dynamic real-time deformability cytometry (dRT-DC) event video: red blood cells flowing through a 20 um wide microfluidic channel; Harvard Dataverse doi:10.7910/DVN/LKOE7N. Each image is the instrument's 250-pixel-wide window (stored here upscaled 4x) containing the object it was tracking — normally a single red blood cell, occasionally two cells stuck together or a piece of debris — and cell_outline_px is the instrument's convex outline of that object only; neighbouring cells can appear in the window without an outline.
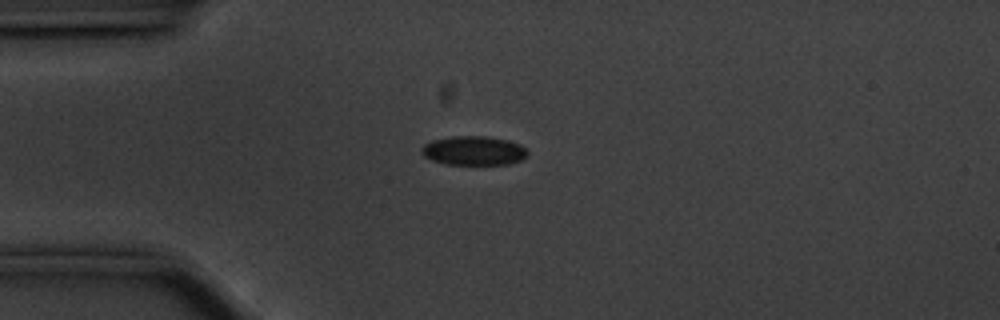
{"species": "common noctule bat (a hibernating species)", "species_latin": "Nyctalus noctula", "temperature_condition": "cold", "stored_images_in_passage": 43, "camera_frame_rate_fps": 3000, "um_per_image_px": 0.085, "animal": {"sex": "male", "body_mass_g": 20.1, "forearm_length_mm": 53.5}, "frame": {"image": 1, "passage_image": 1, "time_ms": 0.0, "image_size_px": [1000, 320], "cell_outline_px": [[528, 156], [520, 160], [508, 164], [448, 164], [432, 160], [424, 156], [420, 152], [420, 148], [424, 144], [432, 140], [452, 136], [488, 136], [508, 140], [520, 144], [528, 152]], "centroid_in_image_um": [40.25, 12.79], "position_along_channel_um": 44.7, "area_um2": 18.03}}
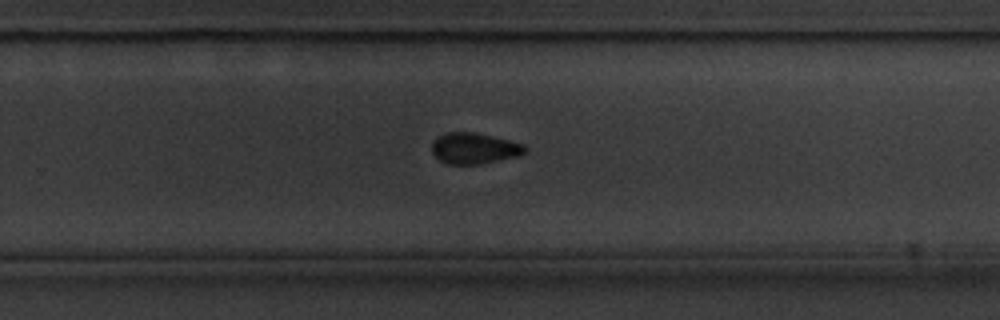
{"frame": {"image": 2, "passage_image": 23, "time_ms": 7.333, "image_size_px": [1000, 320], "cell_outline_px": [[528, 148], [520, 156], [480, 164], [448, 164], [440, 160], [432, 152], [432, 144], [440, 136], [448, 132], [476, 132], [524, 144]], "centroid_in_image_um": [40.35, 12.61], "position_along_channel_um": 289.5, "area_um2": 16.7}}
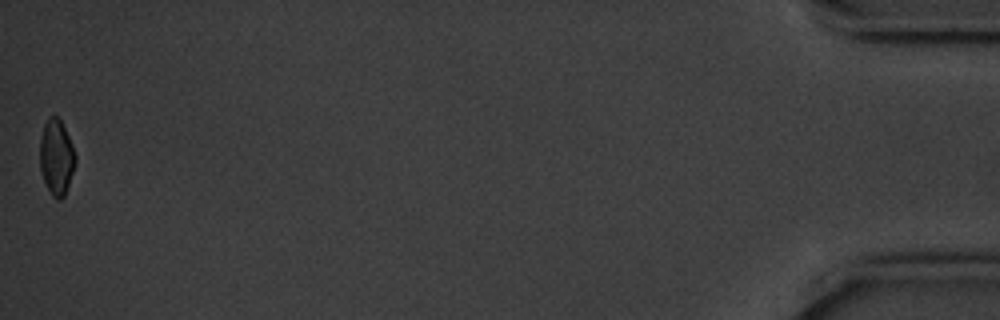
{"frame": {"image": 3, "passage_image": 43, "time_ms": 14.0, "image_size_px": [1000, 320], "cell_outline_px": [[76, 164], [64, 196], [60, 200], [56, 200], [52, 196], [44, 180], [40, 168], [40, 136], [44, 124], [48, 116], [56, 116], [60, 120], [72, 144], [76, 156]], "centroid_in_image_um": [4.79, 13.36], "position_along_channel_um": 430.4, "area_um2": 15.61}, "authors_computed_cell_mechanics": {"area_um2": 17.2822, "velocity_mm_per_s": 3.558, "shape_relaxation_time_tau1_ms": 3.4274, "shape_relaxation_time_tau2_ms": null, "deformation_change_tau1": 0.073, "deformation_change_tau2": null}}